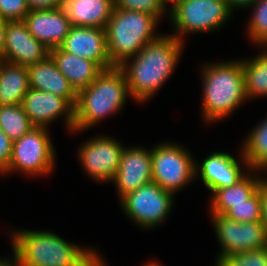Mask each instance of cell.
Instances as JSON below:
<instances>
[{
	"mask_svg": "<svg viewBox=\"0 0 267 266\" xmlns=\"http://www.w3.org/2000/svg\"><path fill=\"white\" fill-rule=\"evenodd\" d=\"M183 44V41L171 34H161L146 44L138 54L119 66L125 73L130 96L133 99L144 102L159 91L174 72Z\"/></svg>",
	"mask_w": 267,
	"mask_h": 266,
	"instance_id": "cell-1",
	"label": "cell"
},
{
	"mask_svg": "<svg viewBox=\"0 0 267 266\" xmlns=\"http://www.w3.org/2000/svg\"><path fill=\"white\" fill-rule=\"evenodd\" d=\"M11 237L22 266H105L96 250L68 243L56 233L23 229Z\"/></svg>",
	"mask_w": 267,
	"mask_h": 266,
	"instance_id": "cell-2",
	"label": "cell"
},
{
	"mask_svg": "<svg viewBox=\"0 0 267 266\" xmlns=\"http://www.w3.org/2000/svg\"><path fill=\"white\" fill-rule=\"evenodd\" d=\"M130 96L125 73L119 67L103 70L77 94L74 107V132L83 131L120 111Z\"/></svg>",
	"mask_w": 267,
	"mask_h": 266,
	"instance_id": "cell-3",
	"label": "cell"
},
{
	"mask_svg": "<svg viewBox=\"0 0 267 266\" xmlns=\"http://www.w3.org/2000/svg\"><path fill=\"white\" fill-rule=\"evenodd\" d=\"M203 118L215 122L230 115L247 100L243 60L205 64L202 70Z\"/></svg>",
	"mask_w": 267,
	"mask_h": 266,
	"instance_id": "cell-4",
	"label": "cell"
},
{
	"mask_svg": "<svg viewBox=\"0 0 267 266\" xmlns=\"http://www.w3.org/2000/svg\"><path fill=\"white\" fill-rule=\"evenodd\" d=\"M158 22L153 15L114 7L105 27L111 64L119 67L146 44L157 39L160 34L154 32Z\"/></svg>",
	"mask_w": 267,
	"mask_h": 266,
	"instance_id": "cell-5",
	"label": "cell"
},
{
	"mask_svg": "<svg viewBox=\"0 0 267 266\" xmlns=\"http://www.w3.org/2000/svg\"><path fill=\"white\" fill-rule=\"evenodd\" d=\"M169 12L176 29V33L171 35L183 41L185 34L219 29L233 11L225 0H182Z\"/></svg>",
	"mask_w": 267,
	"mask_h": 266,
	"instance_id": "cell-6",
	"label": "cell"
},
{
	"mask_svg": "<svg viewBox=\"0 0 267 266\" xmlns=\"http://www.w3.org/2000/svg\"><path fill=\"white\" fill-rule=\"evenodd\" d=\"M151 159L152 180L173 195L196 178V162L180 144H156L151 150Z\"/></svg>",
	"mask_w": 267,
	"mask_h": 266,
	"instance_id": "cell-7",
	"label": "cell"
},
{
	"mask_svg": "<svg viewBox=\"0 0 267 266\" xmlns=\"http://www.w3.org/2000/svg\"><path fill=\"white\" fill-rule=\"evenodd\" d=\"M46 127H33L13 142L9 167L2 173L15 170L30 175H46L55 166V149Z\"/></svg>",
	"mask_w": 267,
	"mask_h": 266,
	"instance_id": "cell-8",
	"label": "cell"
},
{
	"mask_svg": "<svg viewBox=\"0 0 267 266\" xmlns=\"http://www.w3.org/2000/svg\"><path fill=\"white\" fill-rule=\"evenodd\" d=\"M173 196L151 181L124 196L120 203L124 213L134 223L150 229L166 220L173 206Z\"/></svg>",
	"mask_w": 267,
	"mask_h": 266,
	"instance_id": "cell-9",
	"label": "cell"
},
{
	"mask_svg": "<svg viewBox=\"0 0 267 266\" xmlns=\"http://www.w3.org/2000/svg\"><path fill=\"white\" fill-rule=\"evenodd\" d=\"M214 231L221 246L220 258L267 247V228L263 221L237 222L222 214L211 213Z\"/></svg>",
	"mask_w": 267,
	"mask_h": 266,
	"instance_id": "cell-10",
	"label": "cell"
},
{
	"mask_svg": "<svg viewBox=\"0 0 267 266\" xmlns=\"http://www.w3.org/2000/svg\"><path fill=\"white\" fill-rule=\"evenodd\" d=\"M124 147L113 137L97 136L79 148V158L87 175L97 181H112L119 169Z\"/></svg>",
	"mask_w": 267,
	"mask_h": 266,
	"instance_id": "cell-11",
	"label": "cell"
},
{
	"mask_svg": "<svg viewBox=\"0 0 267 266\" xmlns=\"http://www.w3.org/2000/svg\"><path fill=\"white\" fill-rule=\"evenodd\" d=\"M28 119L35 127H46L56 118L63 117L65 126L74 131V106L50 92L29 89L21 103Z\"/></svg>",
	"mask_w": 267,
	"mask_h": 266,
	"instance_id": "cell-12",
	"label": "cell"
},
{
	"mask_svg": "<svg viewBox=\"0 0 267 266\" xmlns=\"http://www.w3.org/2000/svg\"><path fill=\"white\" fill-rule=\"evenodd\" d=\"M120 200L152 180L151 149L129 147L122 151L119 169L112 179Z\"/></svg>",
	"mask_w": 267,
	"mask_h": 266,
	"instance_id": "cell-13",
	"label": "cell"
},
{
	"mask_svg": "<svg viewBox=\"0 0 267 266\" xmlns=\"http://www.w3.org/2000/svg\"><path fill=\"white\" fill-rule=\"evenodd\" d=\"M49 51L43 43L36 40L23 21H8L5 35L4 61L29 67L45 60Z\"/></svg>",
	"mask_w": 267,
	"mask_h": 266,
	"instance_id": "cell-14",
	"label": "cell"
},
{
	"mask_svg": "<svg viewBox=\"0 0 267 266\" xmlns=\"http://www.w3.org/2000/svg\"><path fill=\"white\" fill-rule=\"evenodd\" d=\"M60 47L94 61L102 70L114 67L109 59L105 28L72 26Z\"/></svg>",
	"mask_w": 267,
	"mask_h": 266,
	"instance_id": "cell-15",
	"label": "cell"
},
{
	"mask_svg": "<svg viewBox=\"0 0 267 266\" xmlns=\"http://www.w3.org/2000/svg\"><path fill=\"white\" fill-rule=\"evenodd\" d=\"M24 22L33 37L48 49L60 47L72 27L63 7L30 11Z\"/></svg>",
	"mask_w": 267,
	"mask_h": 266,
	"instance_id": "cell-16",
	"label": "cell"
},
{
	"mask_svg": "<svg viewBox=\"0 0 267 266\" xmlns=\"http://www.w3.org/2000/svg\"><path fill=\"white\" fill-rule=\"evenodd\" d=\"M197 175H200L206 188L213 192L236 184L245 173L231 154L213 152L204 158L202 164L195 163V176Z\"/></svg>",
	"mask_w": 267,
	"mask_h": 266,
	"instance_id": "cell-17",
	"label": "cell"
},
{
	"mask_svg": "<svg viewBox=\"0 0 267 266\" xmlns=\"http://www.w3.org/2000/svg\"><path fill=\"white\" fill-rule=\"evenodd\" d=\"M27 69L31 89L50 92L67 99L75 107L78 93L58 70L50 56L27 67Z\"/></svg>",
	"mask_w": 267,
	"mask_h": 266,
	"instance_id": "cell-18",
	"label": "cell"
},
{
	"mask_svg": "<svg viewBox=\"0 0 267 266\" xmlns=\"http://www.w3.org/2000/svg\"><path fill=\"white\" fill-rule=\"evenodd\" d=\"M49 56L77 93L103 71L94 61L68 53L61 47L50 49Z\"/></svg>",
	"mask_w": 267,
	"mask_h": 266,
	"instance_id": "cell-19",
	"label": "cell"
},
{
	"mask_svg": "<svg viewBox=\"0 0 267 266\" xmlns=\"http://www.w3.org/2000/svg\"><path fill=\"white\" fill-rule=\"evenodd\" d=\"M115 7L114 0H64L71 26L105 28Z\"/></svg>",
	"mask_w": 267,
	"mask_h": 266,
	"instance_id": "cell-20",
	"label": "cell"
},
{
	"mask_svg": "<svg viewBox=\"0 0 267 266\" xmlns=\"http://www.w3.org/2000/svg\"><path fill=\"white\" fill-rule=\"evenodd\" d=\"M253 176L246 173L236 184L214 190L209 207L211 213L224 215L233 205L245 203L258 190L263 179L257 174Z\"/></svg>",
	"mask_w": 267,
	"mask_h": 266,
	"instance_id": "cell-21",
	"label": "cell"
},
{
	"mask_svg": "<svg viewBox=\"0 0 267 266\" xmlns=\"http://www.w3.org/2000/svg\"><path fill=\"white\" fill-rule=\"evenodd\" d=\"M29 89L27 67L3 61L0 66V105H20Z\"/></svg>",
	"mask_w": 267,
	"mask_h": 266,
	"instance_id": "cell-22",
	"label": "cell"
},
{
	"mask_svg": "<svg viewBox=\"0 0 267 266\" xmlns=\"http://www.w3.org/2000/svg\"><path fill=\"white\" fill-rule=\"evenodd\" d=\"M241 162L251 171L267 170V118L248 134L241 151Z\"/></svg>",
	"mask_w": 267,
	"mask_h": 266,
	"instance_id": "cell-23",
	"label": "cell"
},
{
	"mask_svg": "<svg viewBox=\"0 0 267 266\" xmlns=\"http://www.w3.org/2000/svg\"><path fill=\"white\" fill-rule=\"evenodd\" d=\"M260 53L251 60H243L245 93L247 99L257 96H267V48Z\"/></svg>",
	"mask_w": 267,
	"mask_h": 266,
	"instance_id": "cell-24",
	"label": "cell"
},
{
	"mask_svg": "<svg viewBox=\"0 0 267 266\" xmlns=\"http://www.w3.org/2000/svg\"><path fill=\"white\" fill-rule=\"evenodd\" d=\"M35 127L28 119L22 105H0V129L13 142Z\"/></svg>",
	"mask_w": 267,
	"mask_h": 266,
	"instance_id": "cell-25",
	"label": "cell"
},
{
	"mask_svg": "<svg viewBox=\"0 0 267 266\" xmlns=\"http://www.w3.org/2000/svg\"><path fill=\"white\" fill-rule=\"evenodd\" d=\"M253 7L250 21L248 22L249 38L260 45L267 47V0H254L250 5Z\"/></svg>",
	"mask_w": 267,
	"mask_h": 266,
	"instance_id": "cell-26",
	"label": "cell"
},
{
	"mask_svg": "<svg viewBox=\"0 0 267 266\" xmlns=\"http://www.w3.org/2000/svg\"><path fill=\"white\" fill-rule=\"evenodd\" d=\"M224 215L241 223L262 221L260 191L257 190L245 203L233 205Z\"/></svg>",
	"mask_w": 267,
	"mask_h": 266,
	"instance_id": "cell-27",
	"label": "cell"
},
{
	"mask_svg": "<svg viewBox=\"0 0 267 266\" xmlns=\"http://www.w3.org/2000/svg\"><path fill=\"white\" fill-rule=\"evenodd\" d=\"M216 266H267V247L224 256Z\"/></svg>",
	"mask_w": 267,
	"mask_h": 266,
	"instance_id": "cell-28",
	"label": "cell"
},
{
	"mask_svg": "<svg viewBox=\"0 0 267 266\" xmlns=\"http://www.w3.org/2000/svg\"><path fill=\"white\" fill-rule=\"evenodd\" d=\"M115 8L134 10L155 16L159 21L166 12L160 0H114Z\"/></svg>",
	"mask_w": 267,
	"mask_h": 266,
	"instance_id": "cell-29",
	"label": "cell"
},
{
	"mask_svg": "<svg viewBox=\"0 0 267 266\" xmlns=\"http://www.w3.org/2000/svg\"><path fill=\"white\" fill-rule=\"evenodd\" d=\"M28 13L26 0H0V17L7 21H23Z\"/></svg>",
	"mask_w": 267,
	"mask_h": 266,
	"instance_id": "cell-30",
	"label": "cell"
},
{
	"mask_svg": "<svg viewBox=\"0 0 267 266\" xmlns=\"http://www.w3.org/2000/svg\"><path fill=\"white\" fill-rule=\"evenodd\" d=\"M13 141L0 129V173L2 174L10 164Z\"/></svg>",
	"mask_w": 267,
	"mask_h": 266,
	"instance_id": "cell-31",
	"label": "cell"
},
{
	"mask_svg": "<svg viewBox=\"0 0 267 266\" xmlns=\"http://www.w3.org/2000/svg\"><path fill=\"white\" fill-rule=\"evenodd\" d=\"M64 0H26L30 11L55 10L63 7Z\"/></svg>",
	"mask_w": 267,
	"mask_h": 266,
	"instance_id": "cell-32",
	"label": "cell"
},
{
	"mask_svg": "<svg viewBox=\"0 0 267 266\" xmlns=\"http://www.w3.org/2000/svg\"><path fill=\"white\" fill-rule=\"evenodd\" d=\"M258 190L260 191V197L262 201V221L267 228V178L262 179Z\"/></svg>",
	"mask_w": 267,
	"mask_h": 266,
	"instance_id": "cell-33",
	"label": "cell"
},
{
	"mask_svg": "<svg viewBox=\"0 0 267 266\" xmlns=\"http://www.w3.org/2000/svg\"><path fill=\"white\" fill-rule=\"evenodd\" d=\"M8 21L0 17V56L4 60L5 53V35Z\"/></svg>",
	"mask_w": 267,
	"mask_h": 266,
	"instance_id": "cell-34",
	"label": "cell"
},
{
	"mask_svg": "<svg viewBox=\"0 0 267 266\" xmlns=\"http://www.w3.org/2000/svg\"><path fill=\"white\" fill-rule=\"evenodd\" d=\"M228 7L233 11L235 8H249V6L254 2V0H225Z\"/></svg>",
	"mask_w": 267,
	"mask_h": 266,
	"instance_id": "cell-35",
	"label": "cell"
},
{
	"mask_svg": "<svg viewBox=\"0 0 267 266\" xmlns=\"http://www.w3.org/2000/svg\"><path fill=\"white\" fill-rule=\"evenodd\" d=\"M13 256H14V258H13V261H12V259L9 261L8 259L6 260V259H1L0 260V266H22L21 264H20V261L18 260V258H17V256L15 255V252L13 251Z\"/></svg>",
	"mask_w": 267,
	"mask_h": 266,
	"instance_id": "cell-36",
	"label": "cell"
},
{
	"mask_svg": "<svg viewBox=\"0 0 267 266\" xmlns=\"http://www.w3.org/2000/svg\"><path fill=\"white\" fill-rule=\"evenodd\" d=\"M162 2V5L165 7L166 9V5L167 3H172V5L170 6L171 9L174 8L179 2H181L182 0H160Z\"/></svg>",
	"mask_w": 267,
	"mask_h": 266,
	"instance_id": "cell-37",
	"label": "cell"
},
{
	"mask_svg": "<svg viewBox=\"0 0 267 266\" xmlns=\"http://www.w3.org/2000/svg\"><path fill=\"white\" fill-rule=\"evenodd\" d=\"M144 266H161L160 264H158L157 262H148V263H146V265H144Z\"/></svg>",
	"mask_w": 267,
	"mask_h": 266,
	"instance_id": "cell-38",
	"label": "cell"
},
{
	"mask_svg": "<svg viewBox=\"0 0 267 266\" xmlns=\"http://www.w3.org/2000/svg\"><path fill=\"white\" fill-rule=\"evenodd\" d=\"M3 58L0 56V66H1V63L3 62Z\"/></svg>",
	"mask_w": 267,
	"mask_h": 266,
	"instance_id": "cell-39",
	"label": "cell"
}]
</instances>
